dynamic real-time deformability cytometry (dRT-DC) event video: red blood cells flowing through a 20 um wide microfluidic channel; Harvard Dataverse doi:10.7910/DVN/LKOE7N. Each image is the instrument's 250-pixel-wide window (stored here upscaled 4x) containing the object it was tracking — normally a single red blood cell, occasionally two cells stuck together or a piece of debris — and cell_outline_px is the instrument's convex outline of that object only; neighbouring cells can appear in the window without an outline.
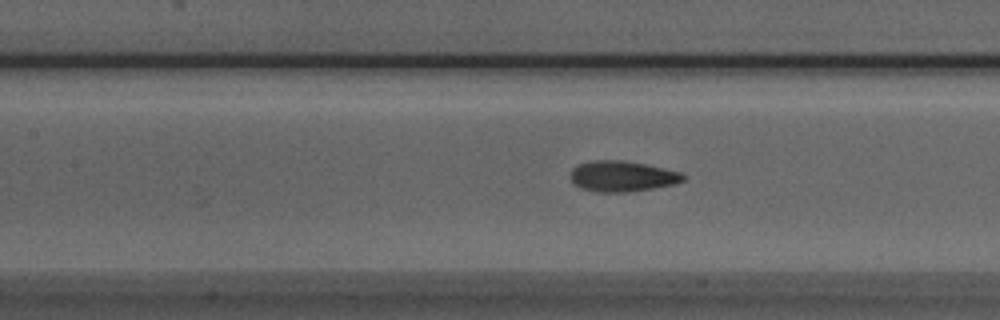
{"species": "Egyptian fruit bat (a non-hibernating species)", "species_latin": "Rousettus aegyptiacus", "temperature_condition": "room temperature", "stored_images_in_passage": 31, "camera_frame_rate_fps": 3000, "um_per_image_px": 0.085, "animal": {"sex": "male"}, "frame": {"image": 1, "passage_image": 7, "time_ms": 2.0, "image_size_px": [1000, 320], "cell_outline_px": [[684, 180], [676, 184], [652, 188], [624, 192], [596, 192], [580, 188], [572, 184], [572, 168], [576, 164], [592, 160], [624, 160], [644, 164], [680, 172], [684, 176]], "centroid_in_image_um": [52.84, 14.98], "position_along_channel_um": 154.6, "area_um2": 20.11}}
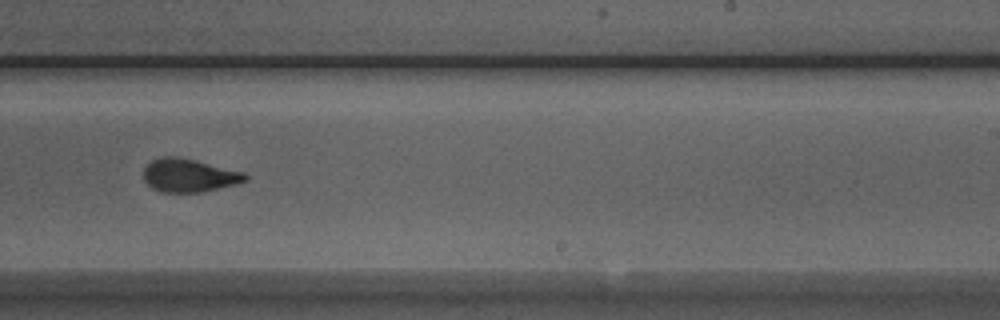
{"frame": {"image": 2, "passage_image": 16, "time_ms": 5.0, "image_size_px": [1000, 320], "cell_outline_px": [[248, 180], [236, 184], [204, 192], [160, 192], [152, 188], [144, 180], [144, 168], [152, 160], [164, 156], [176, 156], [244, 172], [248, 176]], "centroid_in_image_um": [16.07, 14.92], "position_along_channel_um": 272.9, "area_um2": 19.59}}
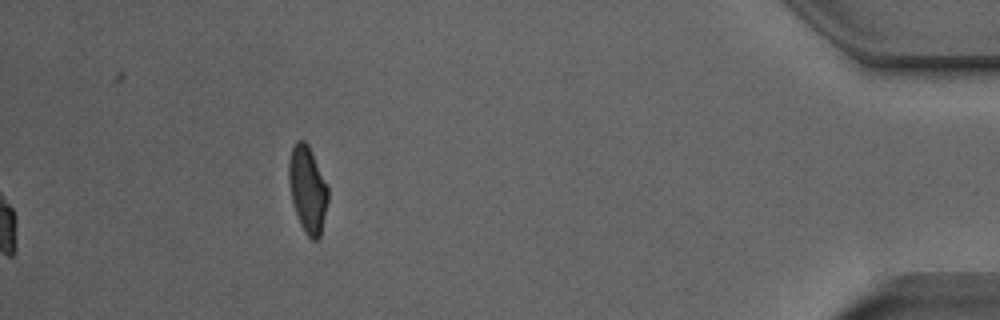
{"frame": {"image": 3, "passage_image": 31, "time_ms": 10.0, "image_size_px": [1000, 320], "cell_outline_px": [[328, 200], [320, 236], [316, 240], [312, 240], [304, 232], [300, 224], [292, 200], [288, 180], [288, 160], [292, 148], [296, 140], [304, 140], [308, 144], [328, 184]], "centroid_in_image_um": [26.14, 16.06], "position_along_channel_um": 409.1, "area_um2": 19.88}}